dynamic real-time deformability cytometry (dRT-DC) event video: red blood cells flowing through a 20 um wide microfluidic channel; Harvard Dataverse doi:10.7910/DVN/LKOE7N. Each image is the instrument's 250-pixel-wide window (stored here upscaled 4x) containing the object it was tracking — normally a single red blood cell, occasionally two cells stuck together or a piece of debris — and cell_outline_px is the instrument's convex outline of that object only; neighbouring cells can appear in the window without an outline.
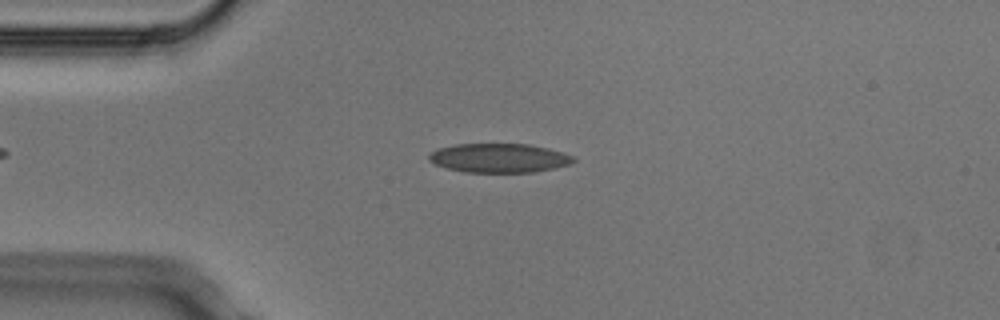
{"species": "Egyptian fruit bat (a non-hibernating species)", "species_latin": "Rousettus aegyptiacus", "temperature_condition": "cold", "stored_images_in_passage": 1, "camera_frame_rate_fps": 3000, "um_per_image_px": 0.085, "animal": {"sex": "male"}, "frame": {"image": 1, "passage_image": 1, "time_ms": 0.0, "image_size_px": [1000, 320], "cell_outline_px": [[576, 160], [568, 164], [552, 168], [532, 172], [464, 172], [448, 168], [436, 164], [428, 160], [428, 156], [436, 148], [456, 144], [528, 144], [548, 148], [564, 152], [572, 156]], "centroid_in_image_um": [42.4, 13.42], "position_along_channel_um": 42.6, "area_um2": 24.33}}